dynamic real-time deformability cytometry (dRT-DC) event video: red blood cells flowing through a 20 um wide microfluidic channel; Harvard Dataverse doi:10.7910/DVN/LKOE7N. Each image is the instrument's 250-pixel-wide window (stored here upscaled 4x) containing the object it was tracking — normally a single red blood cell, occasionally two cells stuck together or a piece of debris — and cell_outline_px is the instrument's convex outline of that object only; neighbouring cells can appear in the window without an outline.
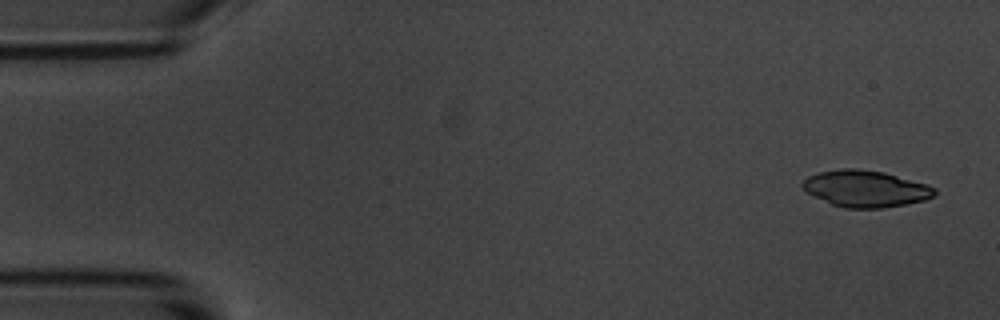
{"species": "common noctule bat (a hibernating species)", "species_latin": "Nyctalus noctula", "temperature_condition": "room temperature", "stored_images_in_passage": 54, "camera_frame_rate_fps": 3000, "um_per_image_px": 0.085, "animal": {"sex": "male", "body_mass_g": 20.1, "forearm_length_mm": 53.5}, "frame": {"image": 1, "passage_image": 2, "time_ms": 0.333, "image_size_px": [1000, 320], "cell_outline_px": [[936, 196], [924, 200], [904, 204], [880, 208], [844, 208], [832, 204], [808, 192], [800, 184], [808, 176], [820, 172], [840, 168], [856, 168], [884, 172], [928, 184], [936, 188]], "centroid_in_image_um": [73.61, 16.02], "position_along_channel_um": 11.4, "area_um2": 28.03}}